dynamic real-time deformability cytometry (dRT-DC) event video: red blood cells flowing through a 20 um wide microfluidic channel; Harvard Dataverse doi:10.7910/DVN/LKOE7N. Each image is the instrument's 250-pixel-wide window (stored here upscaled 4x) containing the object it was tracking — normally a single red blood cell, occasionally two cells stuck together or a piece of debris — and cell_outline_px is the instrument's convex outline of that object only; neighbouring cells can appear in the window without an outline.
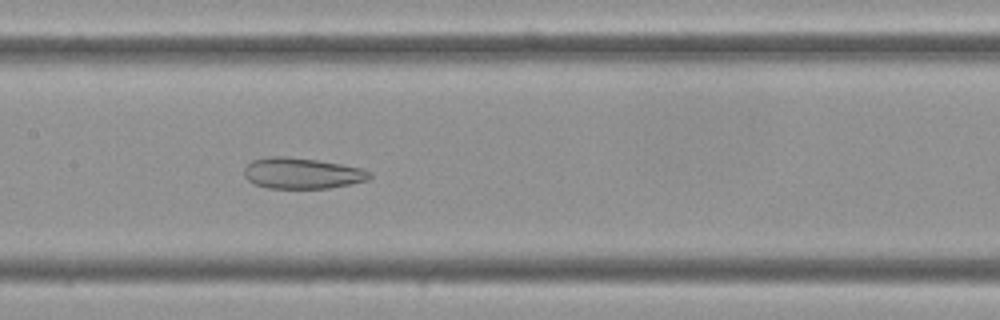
{"species": "Egyptian fruit bat (a non-hibernating species)", "species_latin": "Rousettus aegyptiacus", "temperature_condition": "cold", "stored_images_in_passage": 46, "camera_frame_rate_fps": 3000, "um_per_image_px": 0.085, "frame": {"image": 1, "passage_image": 16, "time_ms": 5.0, "image_size_px": [1000, 320], "cell_outline_px": [[372, 176], [368, 180], [352, 184], [328, 188], [268, 188], [256, 184], [248, 180], [244, 176], [244, 168], [252, 160], [272, 156], [284, 156], [316, 160], [340, 164], [360, 168], [368, 172]], "centroid_in_image_um": [25.65, 14.73], "position_along_channel_um": 181.7, "area_um2": 22.43}}
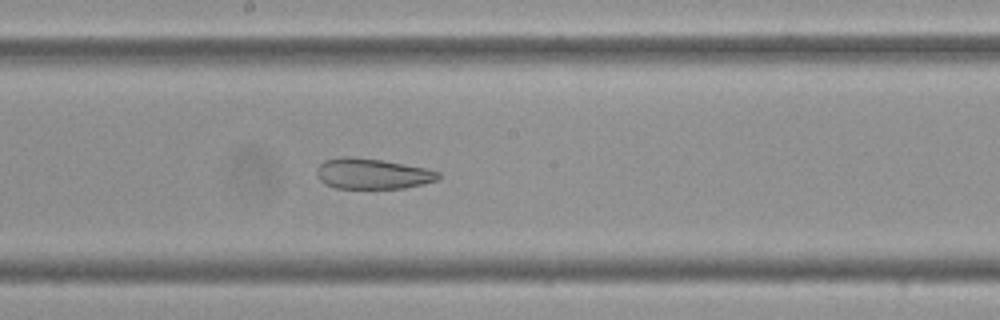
{"frame": {"image": 2, "passage_image": 19, "time_ms": 6.0, "image_size_px": [1000, 320], "cell_outline_px": [[440, 176], [436, 180], [424, 184], [404, 188], [336, 188], [324, 184], [316, 176], [316, 168], [324, 160], [340, 156], [352, 156], [380, 160], [424, 168], [440, 172]], "centroid_in_image_um": [31.59, 14.76], "position_along_channel_um": 216.6, "area_um2": 21.68}}
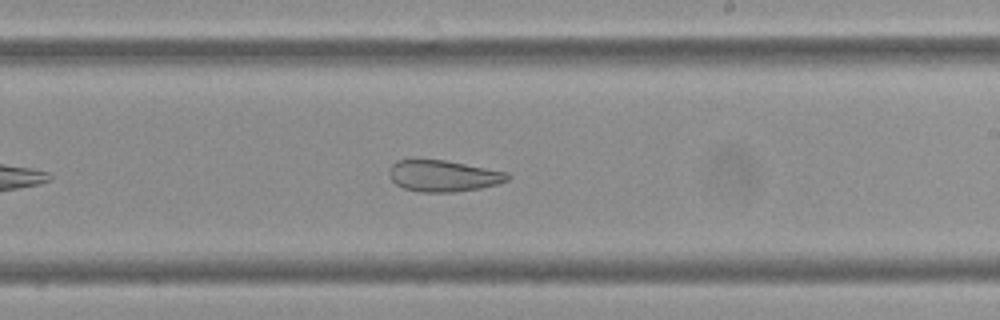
{"frame": {"image": 3, "passage_image": 22, "time_ms": 7.0, "image_size_px": [1000, 320], "cell_outline_px": [[512, 176], [508, 180], [496, 184], [480, 188], [456, 192], [420, 192], [404, 188], [396, 184], [388, 176], [388, 172], [392, 164], [396, 160], [444, 160], [508, 172]], "centroid_in_image_um": [37.68, 14.95], "position_along_channel_um": 251.3, "area_um2": 21.62}, "authors_computed_cell_mechanics": {"area_um2": 26.299, "velocity_mm_per_s": 3.4922, "shape_relaxation_time_tau1_ms": null, "shape_relaxation_time_tau2_ms": 4.5207, "deformation_change_tau1": null, "deformation_change_tau2": 0.12}}